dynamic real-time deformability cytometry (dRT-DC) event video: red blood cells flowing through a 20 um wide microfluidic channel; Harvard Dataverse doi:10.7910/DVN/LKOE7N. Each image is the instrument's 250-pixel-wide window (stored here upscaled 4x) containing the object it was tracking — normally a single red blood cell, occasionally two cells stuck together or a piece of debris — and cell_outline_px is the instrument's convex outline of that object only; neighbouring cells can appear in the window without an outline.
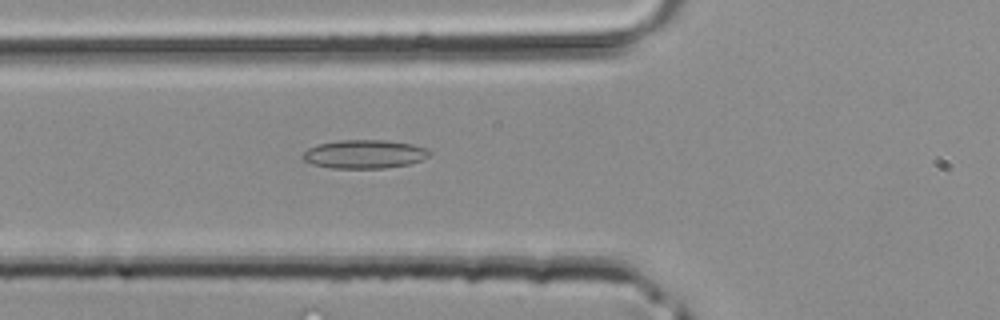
{"species": "common noctule bat (a hibernating species)", "species_latin": "Nyctalus noctula", "temperature_condition": "room temperature", "stored_images_in_passage": 26, "camera_frame_rate_fps": 3000, "um_per_image_px": 0.085, "animal": {"sex": "male", "body_mass_g": 20.4}, "frame": {"image": 1, "passage_image": 3, "time_ms": 0.667, "image_size_px": [1000, 320], "cell_outline_px": [[432, 152], [428, 156], [420, 160], [408, 164], [384, 168], [332, 168], [312, 164], [304, 160], [300, 156], [308, 148], [316, 144], [340, 140], [388, 140], [412, 144], [424, 148]], "centroid_in_image_um": [30.93, 13.09], "position_along_channel_um": 94.9, "area_um2": 21.1}}
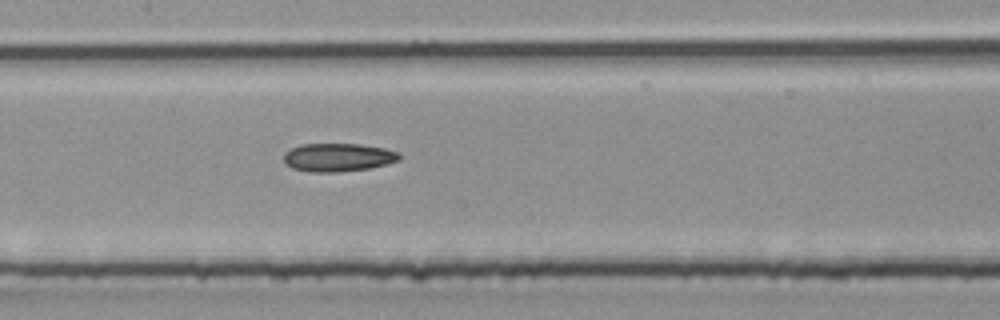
{"frame": {"image": 2, "passage_image": 8, "time_ms": 2.333, "image_size_px": [1000, 320], "cell_outline_px": [[400, 160], [388, 164], [368, 168], [340, 172], [308, 172], [292, 168], [284, 164], [284, 152], [300, 144], [360, 144], [384, 148], [400, 152]], "centroid_in_image_um": [28.73, 13.38], "position_along_channel_um": 178.7, "area_um2": 19.25}}
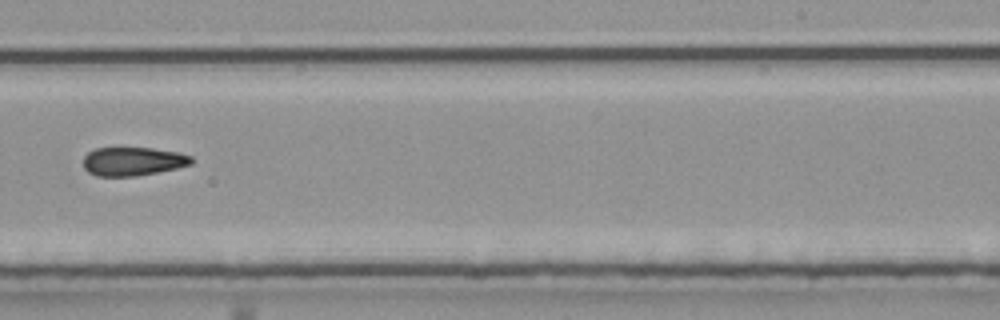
{"frame": {"image": 3, "passage_image": 14, "time_ms": 4.333, "image_size_px": [1000, 320], "cell_outline_px": [[192, 164], [176, 168], [156, 172], [132, 176], [96, 176], [88, 172], [84, 168], [84, 156], [88, 152], [96, 148], [152, 148], [176, 152], [192, 156]], "centroid_in_image_um": [11.27, 13.71], "position_along_channel_um": 277.7, "area_um2": 17.86}}